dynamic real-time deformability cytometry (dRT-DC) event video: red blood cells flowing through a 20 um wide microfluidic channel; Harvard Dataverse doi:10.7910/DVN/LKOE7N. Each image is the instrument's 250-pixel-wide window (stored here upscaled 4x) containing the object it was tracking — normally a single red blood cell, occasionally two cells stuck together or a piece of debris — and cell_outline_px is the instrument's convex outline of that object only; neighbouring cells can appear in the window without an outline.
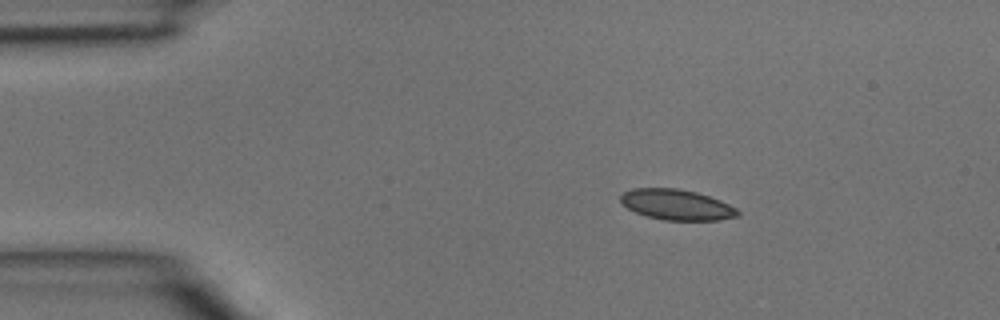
{"species": "common noctule bat (a hibernating species)", "species_latin": "Nyctalus noctula", "temperature_condition": "room temperature", "stored_images_in_passage": 3, "segment_of_instrument_passage": [1, 2], "camera_frame_rate_fps": 3000, "um_per_image_px": 0.085, "animal": {"sex": "male", "body_mass_g": 15.6}, "frame": {"image": 1, "passage_image": 1, "time_ms": 0.0, "image_size_px": [1000, 320], "cell_outline_px": [[740, 216], [720, 220], [664, 220], [648, 216], [636, 212], [628, 208], [620, 200], [620, 196], [624, 192], [632, 188], [680, 188], [696, 192], [720, 200], [736, 208], [740, 212]], "centroid_in_image_um": [57.54, 17.39], "position_along_channel_um": 27.5, "area_um2": 20.81}}